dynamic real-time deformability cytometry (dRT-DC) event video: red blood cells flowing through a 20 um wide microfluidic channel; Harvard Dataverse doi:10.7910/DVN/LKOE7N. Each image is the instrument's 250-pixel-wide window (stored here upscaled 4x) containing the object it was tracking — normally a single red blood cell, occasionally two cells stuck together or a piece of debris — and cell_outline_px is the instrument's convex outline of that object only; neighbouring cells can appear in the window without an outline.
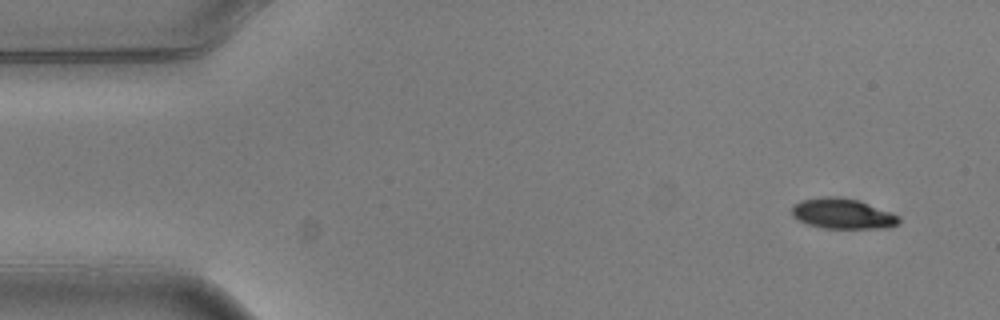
{"species": "common noctule bat (a hibernating species)", "species_latin": "Nyctalus noctula", "temperature_condition": "warm", "stored_images_in_passage": 5, "camera_frame_rate_fps": 3000, "um_per_image_px": 0.085, "animal": {"sex": "male", "body_mass_g": 20.5, "forearm_length_mm": 52.5}, "frame": {"image": 1, "passage_image": 1, "time_ms": 0.0, "image_size_px": [1000, 320], "cell_outline_px": [[900, 220], [896, 224], [888, 228], [824, 228], [808, 224], [796, 220], [792, 216], [792, 204], [800, 200], [824, 196], [840, 196], [860, 200], [892, 212], [900, 216]], "centroid_in_image_um": [71.61, 18.14], "position_along_channel_um": 13.4, "area_um2": 19.31}}
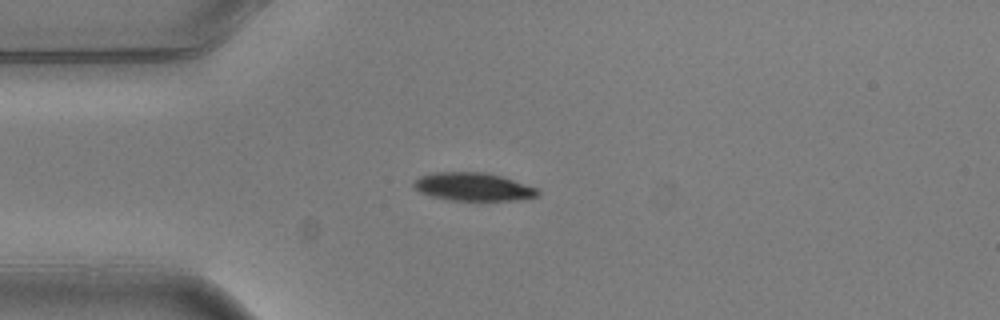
{"frame": {"image": 2, "passage_image": 4, "time_ms": 1.0, "image_size_px": [1000, 320], "cell_outline_px": [[540, 196], [516, 200], [452, 200], [432, 196], [420, 192], [412, 184], [412, 180], [420, 176], [432, 172], [484, 172], [500, 176], [536, 188], [540, 192]], "centroid_in_image_um": [40.18, 15.87], "position_along_channel_um": 44.8, "area_um2": 20.17}}
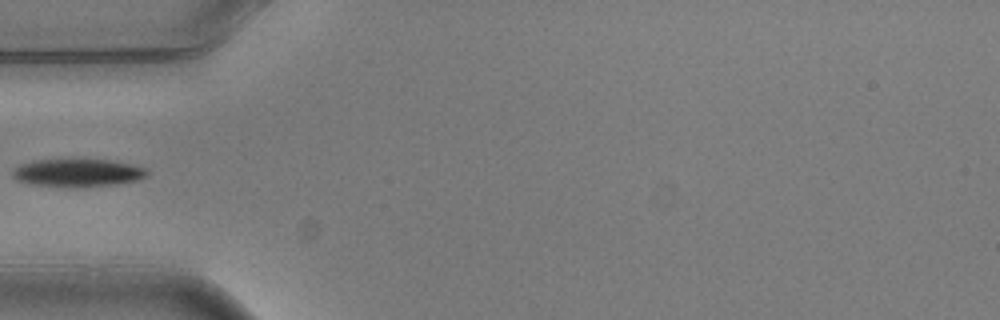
{"frame": {"image": 3, "passage_image": 5, "time_ms": 1.333, "image_size_px": [1000, 320], "cell_outline_px": [[148, 176], [140, 180], [116, 184], [80, 188], [64, 188], [32, 184], [16, 180], [12, 176], [12, 168], [20, 164], [32, 160], [112, 160], [132, 164], [148, 168]], "centroid_in_image_um": [6.62, 14.71], "position_along_channel_um": 78.4, "area_um2": 22.43}}